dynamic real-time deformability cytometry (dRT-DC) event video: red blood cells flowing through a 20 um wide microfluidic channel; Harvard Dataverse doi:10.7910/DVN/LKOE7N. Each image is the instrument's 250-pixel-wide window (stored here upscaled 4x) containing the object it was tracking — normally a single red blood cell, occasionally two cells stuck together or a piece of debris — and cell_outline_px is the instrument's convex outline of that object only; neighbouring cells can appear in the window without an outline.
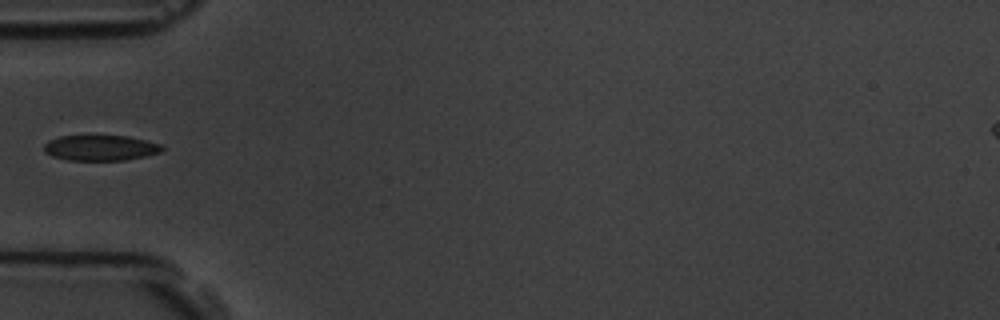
{"species": "common noctule bat (a hibernating species)", "species_latin": "Nyctalus noctula", "temperature_condition": "room temperature", "stored_images_in_passage": 4, "camera_frame_rate_fps": 3000, "um_per_image_px": 0.085, "animal": {"sex": "male", "body_mass_g": 19.5, "forearm_length_mm": 54.6}, "frame": {"image": 1, "passage_image": 4, "time_ms": 4.333, "image_size_px": [1000, 320], "cell_outline_px": [[164, 148], [160, 152], [144, 156], [124, 160], [68, 160], [52, 156], [44, 152], [44, 144], [48, 140], [60, 136], [128, 136], [160, 144]], "centroid_in_image_um": [8.5, 12.57], "position_along_channel_um": 76.5, "area_um2": 17.4}}